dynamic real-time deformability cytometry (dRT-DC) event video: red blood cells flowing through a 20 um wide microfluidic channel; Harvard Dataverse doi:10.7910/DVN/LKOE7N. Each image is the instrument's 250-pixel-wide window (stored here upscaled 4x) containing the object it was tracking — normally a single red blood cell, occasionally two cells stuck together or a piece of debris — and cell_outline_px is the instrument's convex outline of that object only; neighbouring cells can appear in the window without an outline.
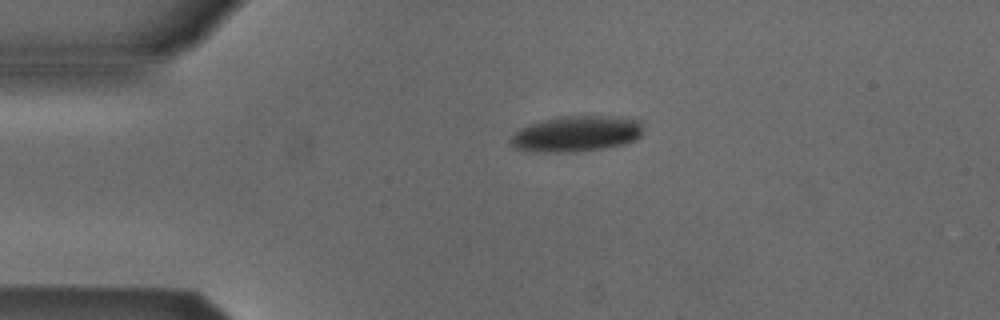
{"species": "Egyptian fruit bat (a non-hibernating species)", "species_latin": "Rousettus aegyptiacus", "temperature_condition": "cold", "stored_images_in_passage": 2, "camera_frame_rate_fps": 3000, "um_per_image_px": 0.085, "animal": {"sex": "male"}, "frame": {"image": 1, "passage_image": 1, "time_ms": 0.0, "image_size_px": [1000, 320], "cell_outline_px": [[640, 136], [624, 144], [604, 148], [576, 152], [544, 152], [512, 148], [508, 140], [520, 128], [528, 124], [560, 116], [608, 116], [636, 120], [640, 124]], "centroid_in_image_um": [48.9, 11.38], "position_along_channel_um": 36.1, "area_um2": 27.34}}